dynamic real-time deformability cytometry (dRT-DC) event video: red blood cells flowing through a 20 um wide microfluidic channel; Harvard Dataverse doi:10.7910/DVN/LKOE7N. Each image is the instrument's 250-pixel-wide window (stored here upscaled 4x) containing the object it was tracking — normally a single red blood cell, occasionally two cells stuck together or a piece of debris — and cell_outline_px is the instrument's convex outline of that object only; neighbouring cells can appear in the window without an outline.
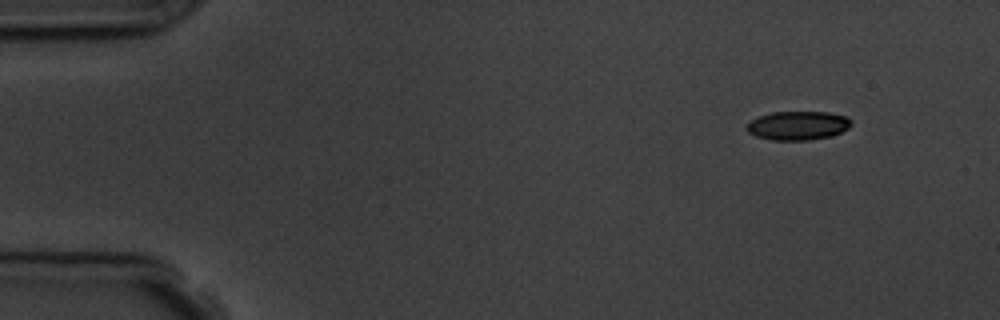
{"species": "common noctule bat (a hibernating species)", "species_latin": "Nyctalus noctula", "temperature_condition": "room temperature", "stored_images_in_passage": 5, "camera_frame_rate_fps": 3000, "um_per_image_px": 0.085, "animal": {"sex": "male", "body_mass_g": 19.5, "forearm_length_mm": 54.6}, "frame": {"image": 1, "passage_image": 1, "time_ms": 0.0, "image_size_px": [1000, 320], "cell_outline_px": [[852, 124], [848, 128], [832, 136], [808, 140], [772, 140], [756, 136], [748, 132], [744, 128], [752, 120], [760, 116], [772, 112], [828, 112], [844, 116], [852, 120]], "centroid_in_image_um": [67.82, 10.67], "position_along_channel_um": 17.2, "area_um2": 17.51}}
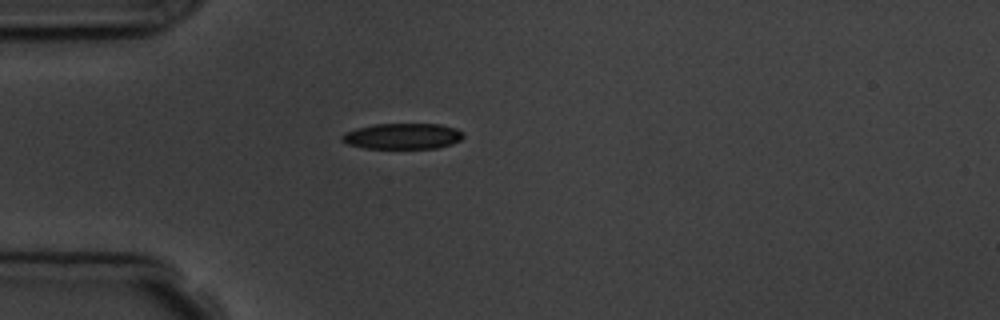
{"frame": {"image": 2, "passage_image": 4, "time_ms": 3.333, "image_size_px": [1000, 320], "cell_outline_px": [[464, 136], [460, 140], [452, 144], [436, 148], [364, 148], [348, 144], [340, 140], [340, 136], [344, 132], [356, 128], [372, 124], [440, 124], [456, 128], [464, 132]], "centroid_in_image_um": [34.2, 11.57], "position_along_channel_um": 50.8, "area_um2": 18.44}}